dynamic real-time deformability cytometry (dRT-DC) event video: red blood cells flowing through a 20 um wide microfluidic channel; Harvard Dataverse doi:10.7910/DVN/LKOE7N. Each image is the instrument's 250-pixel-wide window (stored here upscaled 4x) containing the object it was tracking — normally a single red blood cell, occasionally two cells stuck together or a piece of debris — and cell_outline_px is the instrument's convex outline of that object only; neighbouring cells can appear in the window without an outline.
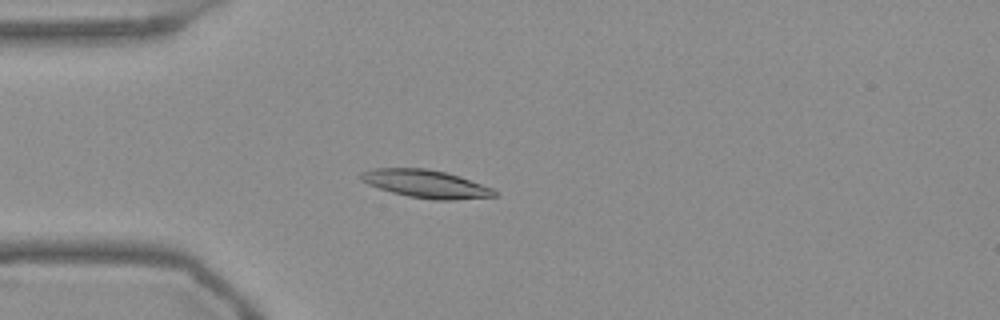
{"species": "Egyptian fruit bat (a non-hibernating species)", "species_latin": "Rousettus aegyptiacus", "temperature_condition": "warm", "stored_images_in_passage": 55, "camera_frame_rate_fps": 3000, "um_per_image_px": 0.085, "frame": {"image": 1, "passage_image": 15, "time_ms": 4.667, "image_size_px": [1000, 320], "cell_outline_px": [[496, 196], [456, 200], [432, 200], [408, 196], [392, 192], [368, 184], [360, 180], [356, 176], [360, 172], [372, 168], [424, 168], [444, 172], [492, 188], [496, 192]], "centroid_in_image_um": [36.11, 15.63], "position_along_channel_um": 48.9, "area_um2": 21.56}}
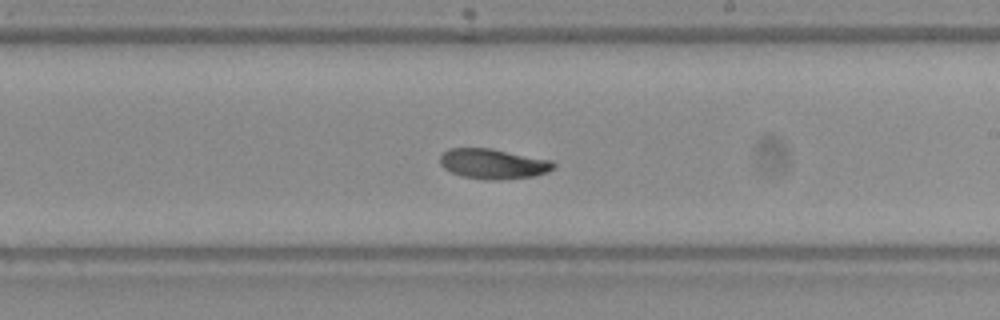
{"frame": {"image": 2, "passage_image": 32, "time_ms": 10.333, "image_size_px": [1000, 320], "cell_outline_px": [[556, 168], [548, 172], [532, 176], [496, 180], [488, 180], [464, 176], [452, 172], [444, 168], [440, 164], [440, 156], [448, 148], [492, 148], [552, 160], [556, 164]], "centroid_in_image_um": [41.95, 13.91], "position_along_channel_um": 247.0, "area_um2": 19.94}}
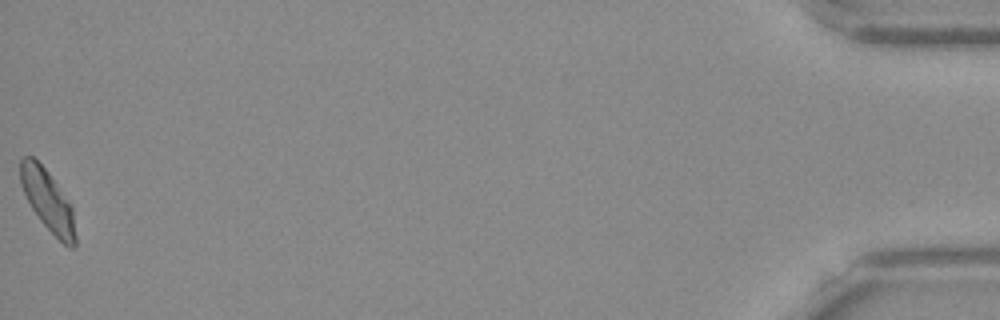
{"frame": {"image": 3, "passage_image": 55, "time_ms": 18.0, "image_size_px": [1000, 320], "cell_outline_px": [[76, 244], [72, 248], [64, 244], [40, 220], [32, 208], [20, 184], [20, 160], [24, 156], [32, 156], [48, 172], [72, 204], [76, 236]], "centroid_in_image_um": [4.08, 17.04], "position_along_channel_um": 431.1, "area_um2": 19.42}, "authors_computed_cell_mechanics": {"area_um2": 20.1722, "velocity_mm_per_s": 3.7207, "shape_relaxation_time_tau1_ms": 9.1355, "shape_relaxation_time_tau2_ms": 3.2004, "deformation_change_tau1": 0.1809, "deformation_change_tau2": 0.0668}}